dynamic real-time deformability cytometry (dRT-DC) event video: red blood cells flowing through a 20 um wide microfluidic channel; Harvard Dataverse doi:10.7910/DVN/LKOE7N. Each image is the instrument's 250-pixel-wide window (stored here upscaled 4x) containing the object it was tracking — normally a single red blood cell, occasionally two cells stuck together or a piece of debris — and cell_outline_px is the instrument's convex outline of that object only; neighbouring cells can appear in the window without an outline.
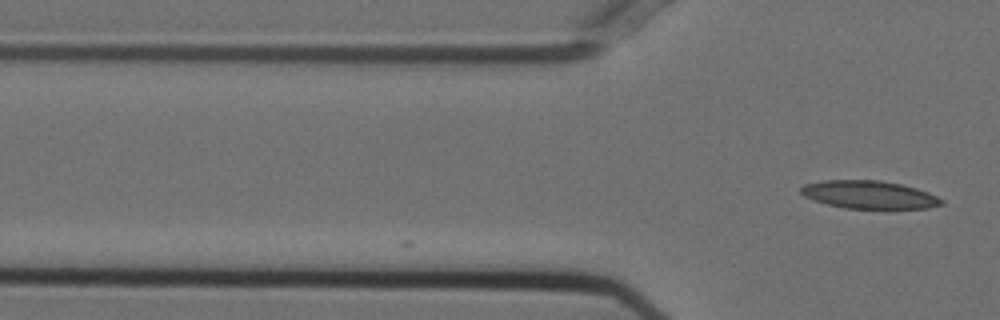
{"species": "Egyptian fruit bat (a non-hibernating species)", "species_latin": "Rousettus aegyptiacus", "temperature_condition": "cold", "stored_images_in_passage": 2, "camera_frame_rate_fps": 3000, "um_per_image_px": 0.085, "animal": {"sex": "female"}, "frame": {"image": 1, "passage_image": 2, "time_ms": 0.333, "image_size_px": [1000, 320], "cell_outline_px": [[944, 204], [928, 208], [844, 208], [812, 200], [804, 196], [800, 192], [800, 188], [804, 184], [824, 180], [876, 180], [900, 184], [916, 188], [928, 192], [944, 200]], "centroid_in_image_um": [73.86, 16.54], "position_along_channel_um": 51.9, "area_um2": 22.77}}